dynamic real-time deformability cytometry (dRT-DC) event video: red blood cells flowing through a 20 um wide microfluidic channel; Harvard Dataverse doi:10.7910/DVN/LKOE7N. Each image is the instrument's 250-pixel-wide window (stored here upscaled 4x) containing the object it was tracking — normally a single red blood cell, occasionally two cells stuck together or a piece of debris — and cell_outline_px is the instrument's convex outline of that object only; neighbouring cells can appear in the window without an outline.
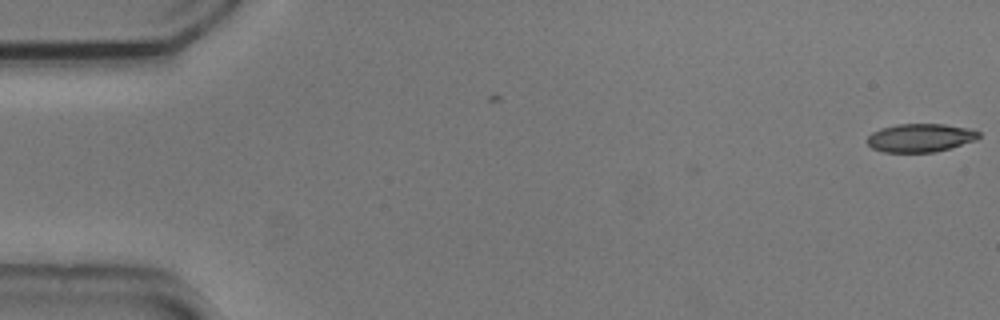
{"species": "common noctule bat (a hibernating species)", "species_latin": "Nyctalus noctula", "temperature_condition": "cold", "stored_images_in_passage": 3, "camera_frame_rate_fps": 3000, "um_per_image_px": 0.085, "animal": {"sex": "male", "body_mass_g": 20.5, "forearm_length_mm": 52.5}, "frame": {"image": 1, "passage_image": 3, "time_ms": 0.667, "image_size_px": [1000, 320], "cell_outline_px": [[980, 136], [976, 140], [936, 152], [884, 152], [872, 148], [868, 144], [868, 136], [872, 132], [880, 128], [896, 124], [944, 124], [968, 128], [980, 132]], "centroid_in_image_um": [78.22, 11.71], "position_along_channel_um": 6.8, "area_um2": 18.44}}